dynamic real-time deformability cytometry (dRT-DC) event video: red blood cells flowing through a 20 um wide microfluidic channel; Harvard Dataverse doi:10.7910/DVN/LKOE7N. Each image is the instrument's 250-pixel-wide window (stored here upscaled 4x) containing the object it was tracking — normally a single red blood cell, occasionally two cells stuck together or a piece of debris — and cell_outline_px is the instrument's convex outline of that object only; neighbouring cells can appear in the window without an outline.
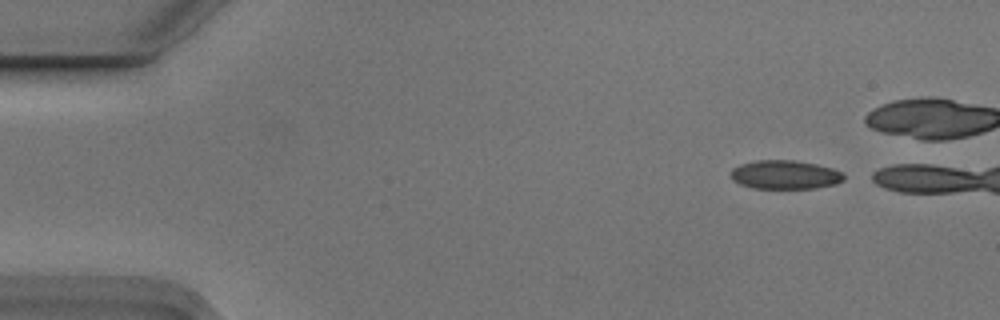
{"species": "Egyptian fruit bat (a non-hibernating species)", "species_latin": "Rousettus aegyptiacus", "temperature_condition": "cold", "stored_images_in_passage": 4, "camera_frame_rate_fps": 3000, "um_per_image_px": 0.085, "animal": {"sex": "male"}, "frame": {"image": 1, "passage_image": 1, "time_ms": 0.0, "image_size_px": [1000, 320], "cell_outline_px": [[844, 180], [836, 184], [816, 188], [752, 188], [740, 184], [732, 180], [728, 172], [732, 168], [740, 164], [756, 160], [792, 160], [816, 164], [832, 168], [840, 172], [844, 176]], "centroid_in_image_um": [66.67, 14.85], "position_along_channel_um": 18.3, "area_um2": 19.07}}